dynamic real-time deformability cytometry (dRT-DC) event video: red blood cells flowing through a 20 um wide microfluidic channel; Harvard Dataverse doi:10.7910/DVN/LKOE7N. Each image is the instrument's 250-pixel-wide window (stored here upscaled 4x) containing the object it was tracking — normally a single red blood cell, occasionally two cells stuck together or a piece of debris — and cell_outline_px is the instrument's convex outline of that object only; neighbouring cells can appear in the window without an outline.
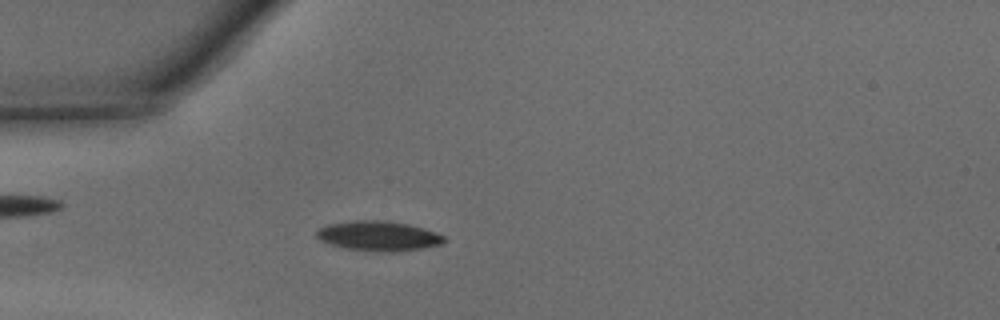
{"species": "common noctule bat (a hibernating species)", "species_latin": "Nyctalus noctula", "temperature_condition": "warm", "stored_images_in_passage": 22, "camera_frame_rate_fps": 3000, "um_per_image_px": 0.085, "animal": {"sex": "male", "body_mass_g": 15.6}, "frame": {"image": 1, "passage_image": 2, "time_ms": 0.333, "image_size_px": [1000, 320], "cell_outline_px": [[448, 240], [440, 244], [420, 248], [392, 252], [376, 252], [348, 248], [328, 244], [320, 240], [316, 236], [316, 232], [320, 228], [328, 224], [356, 220], [384, 220], [408, 224], [436, 232], [444, 236]], "centroid_in_image_um": [32.16, 20.05], "position_along_channel_um": 52.8, "area_um2": 22.08}}
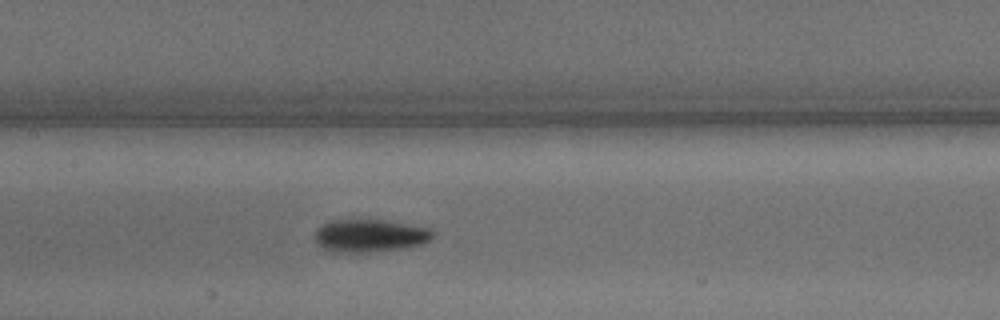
{"frame": {"image": 2, "passage_image": 11, "time_ms": 3.333, "image_size_px": [1000, 320], "cell_outline_px": [[432, 236], [424, 244], [408, 248], [368, 252], [332, 252], [324, 248], [312, 236], [316, 228], [320, 224], [332, 220], [384, 220], [428, 228], [432, 232]], "centroid_in_image_um": [31.39, 20.04], "position_along_channel_um": 176.0, "area_um2": 22.54}}
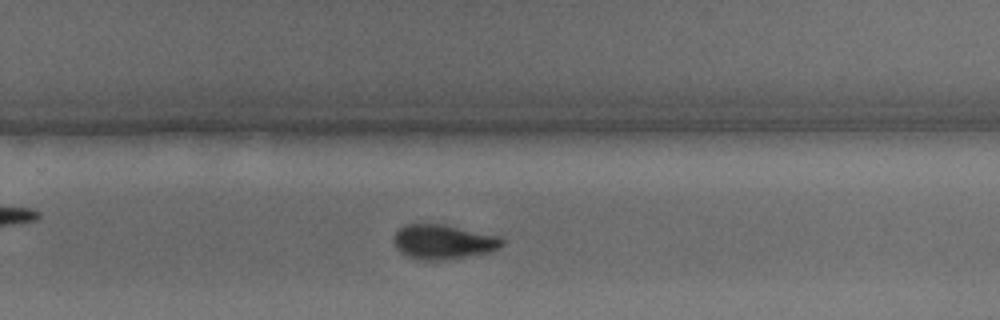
{"frame": {"image": 3, "passage_image": 19, "time_ms": 6.0, "image_size_px": [1000, 320], "cell_outline_px": [[504, 244], [500, 248], [488, 252], [472, 256], [452, 260], [420, 260], [408, 256], [400, 252], [396, 248], [392, 240], [396, 232], [404, 224], [444, 224], [500, 236], [504, 240]], "centroid_in_image_um": [37.69, 20.57], "position_along_channel_um": 292.1, "area_um2": 22.2}}